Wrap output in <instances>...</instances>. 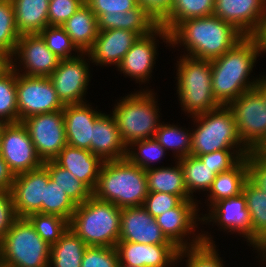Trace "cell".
Masks as SVG:
<instances>
[{"label":"cell","mask_w":266,"mask_h":267,"mask_svg":"<svg viewBox=\"0 0 266 267\" xmlns=\"http://www.w3.org/2000/svg\"><path fill=\"white\" fill-rule=\"evenodd\" d=\"M174 167H152L146 170L148 192H161L179 196L182 200H194L185 184L184 171L178 161Z\"/></svg>","instance_id":"83f0119b"},{"label":"cell","mask_w":266,"mask_h":267,"mask_svg":"<svg viewBox=\"0 0 266 267\" xmlns=\"http://www.w3.org/2000/svg\"><path fill=\"white\" fill-rule=\"evenodd\" d=\"M136 146L137 149H134L133 147ZM130 149H133L134 151H130ZM165 152L166 150L153 137L134 141L130 145H128L126 158L132 164H135L146 171L152 168L150 164L154 163L155 161L158 162L159 160H161L162 157L166 155Z\"/></svg>","instance_id":"b9f144b4"},{"label":"cell","mask_w":266,"mask_h":267,"mask_svg":"<svg viewBox=\"0 0 266 267\" xmlns=\"http://www.w3.org/2000/svg\"><path fill=\"white\" fill-rule=\"evenodd\" d=\"M148 194L146 171L127 158L103 162L92 195L119 208L140 207Z\"/></svg>","instance_id":"3957f363"},{"label":"cell","mask_w":266,"mask_h":267,"mask_svg":"<svg viewBox=\"0 0 266 267\" xmlns=\"http://www.w3.org/2000/svg\"><path fill=\"white\" fill-rule=\"evenodd\" d=\"M98 31L123 29L145 36L155 30L159 23L140 4L132 10L117 14H101L97 18Z\"/></svg>","instance_id":"484cf974"},{"label":"cell","mask_w":266,"mask_h":267,"mask_svg":"<svg viewBox=\"0 0 266 267\" xmlns=\"http://www.w3.org/2000/svg\"><path fill=\"white\" fill-rule=\"evenodd\" d=\"M266 12V0H215L213 14L244 36H256Z\"/></svg>","instance_id":"ac0fdd59"},{"label":"cell","mask_w":266,"mask_h":267,"mask_svg":"<svg viewBox=\"0 0 266 267\" xmlns=\"http://www.w3.org/2000/svg\"><path fill=\"white\" fill-rule=\"evenodd\" d=\"M11 66L10 58L0 50V74L7 70Z\"/></svg>","instance_id":"11a10c76"},{"label":"cell","mask_w":266,"mask_h":267,"mask_svg":"<svg viewBox=\"0 0 266 267\" xmlns=\"http://www.w3.org/2000/svg\"><path fill=\"white\" fill-rule=\"evenodd\" d=\"M121 208L93 195L77 205L69 228L87 246L116 247L120 237Z\"/></svg>","instance_id":"277c9868"},{"label":"cell","mask_w":266,"mask_h":267,"mask_svg":"<svg viewBox=\"0 0 266 267\" xmlns=\"http://www.w3.org/2000/svg\"><path fill=\"white\" fill-rule=\"evenodd\" d=\"M242 193L251 217V245L255 250L266 241V192L247 180Z\"/></svg>","instance_id":"4dcf8cb0"},{"label":"cell","mask_w":266,"mask_h":267,"mask_svg":"<svg viewBox=\"0 0 266 267\" xmlns=\"http://www.w3.org/2000/svg\"><path fill=\"white\" fill-rule=\"evenodd\" d=\"M16 80L12 66L0 74V120L5 124L18 123Z\"/></svg>","instance_id":"74e56055"},{"label":"cell","mask_w":266,"mask_h":267,"mask_svg":"<svg viewBox=\"0 0 266 267\" xmlns=\"http://www.w3.org/2000/svg\"><path fill=\"white\" fill-rule=\"evenodd\" d=\"M49 181V173L43 165L35 170L15 175L10 193L17 217L42 213L45 186Z\"/></svg>","instance_id":"e0dca14e"},{"label":"cell","mask_w":266,"mask_h":267,"mask_svg":"<svg viewBox=\"0 0 266 267\" xmlns=\"http://www.w3.org/2000/svg\"><path fill=\"white\" fill-rule=\"evenodd\" d=\"M197 207L198 204L195 200H183L177 207L165 211L155 218L166 238L179 249L202 243V234L192 236L191 242L185 240L187 235L191 236L193 230L195 232V227L198 225L197 219L198 221L202 219L197 214L199 211Z\"/></svg>","instance_id":"2e32d148"},{"label":"cell","mask_w":266,"mask_h":267,"mask_svg":"<svg viewBox=\"0 0 266 267\" xmlns=\"http://www.w3.org/2000/svg\"><path fill=\"white\" fill-rule=\"evenodd\" d=\"M214 5L215 0H173L159 25L170 33L181 21L213 15Z\"/></svg>","instance_id":"d6a6232c"},{"label":"cell","mask_w":266,"mask_h":267,"mask_svg":"<svg viewBox=\"0 0 266 267\" xmlns=\"http://www.w3.org/2000/svg\"><path fill=\"white\" fill-rule=\"evenodd\" d=\"M172 2L173 0H138L158 23L170 12Z\"/></svg>","instance_id":"816d5d0a"},{"label":"cell","mask_w":266,"mask_h":267,"mask_svg":"<svg viewBox=\"0 0 266 267\" xmlns=\"http://www.w3.org/2000/svg\"><path fill=\"white\" fill-rule=\"evenodd\" d=\"M139 37L138 33L123 29L98 31L96 40L86 53V57L99 66L115 64L117 67Z\"/></svg>","instance_id":"7402d4cb"},{"label":"cell","mask_w":266,"mask_h":267,"mask_svg":"<svg viewBox=\"0 0 266 267\" xmlns=\"http://www.w3.org/2000/svg\"><path fill=\"white\" fill-rule=\"evenodd\" d=\"M78 54L74 58L60 60L49 76L58 99L63 105L84 103L85 100L83 97L88 89L90 70L84 59L86 53Z\"/></svg>","instance_id":"4fadbf2b"},{"label":"cell","mask_w":266,"mask_h":267,"mask_svg":"<svg viewBox=\"0 0 266 267\" xmlns=\"http://www.w3.org/2000/svg\"><path fill=\"white\" fill-rule=\"evenodd\" d=\"M119 241L141 244H173L163 234L155 218L143 207L121 208Z\"/></svg>","instance_id":"d6986e66"},{"label":"cell","mask_w":266,"mask_h":267,"mask_svg":"<svg viewBox=\"0 0 266 267\" xmlns=\"http://www.w3.org/2000/svg\"><path fill=\"white\" fill-rule=\"evenodd\" d=\"M85 3L98 18L101 14H117L136 8L138 0H85Z\"/></svg>","instance_id":"681fc988"},{"label":"cell","mask_w":266,"mask_h":267,"mask_svg":"<svg viewBox=\"0 0 266 267\" xmlns=\"http://www.w3.org/2000/svg\"><path fill=\"white\" fill-rule=\"evenodd\" d=\"M248 180L246 157H243L233 168L215 176L208 192L209 206L222 199L236 197L242 193L244 183Z\"/></svg>","instance_id":"f546056e"},{"label":"cell","mask_w":266,"mask_h":267,"mask_svg":"<svg viewBox=\"0 0 266 267\" xmlns=\"http://www.w3.org/2000/svg\"><path fill=\"white\" fill-rule=\"evenodd\" d=\"M102 113L93 125L91 153L103 162L126 158L127 146L122 141L116 121Z\"/></svg>","instance_id":"cb8c5ba5"},{"label":"cell","mask_w":266,"mask_h":267,"mask_svg":"<svg viewBox=\"0 0 266 267\" xmlns=\"http://www.w3.org/2000/svg\"><path fill=\"white\" fill-rule=\"evenodd\" d=\"M26 218L38 235L50 246L55 244L69 228V222L57 215L32 213Z\"/></svg>","instance_id":"ab89813d"},{"label":"cell","mask_w":266,"mask_h":267,"mask_svg":"<svg viewBox=\"0 0 266 267\" xmlns=\"http://www.w3.org/2000/svg\"><path fill=\"white\" fill-rule=\"evenodd\" d=\"M17 31L22 34L40 33L49 25V0H11Z\"/></svg>","instance_id":"f1b7e54d"},{"label":"cell","mask_w":266,"mask_h":267,"mask_svg":"<svg viewBox=\"0 0 266 267\" xmlns=\"http://www.w3.org/2000/svg\"><path fill=\"white\" fill-rule=\"evenodd\" d=\"M87 102L64 105V124L67 144L91 152L93 125L102 114Z\"/></svg>","instance_id":"603a6c76"},{"label":"cell","mask_w":266,"mask_h":267,"mask_svg":"<svg viewBox=\"0 0 266 267\" xmlns=\"http://www.w3.org/2000/svg\"><path fill=\"white\" fill-rule=\"evenodd\" d=\"M261 52L256 36H244L221 57L211 60L212 92L221 106H228L244 92L255 88L259 79L251 82L248 77Z\"/></svg>","instance_id":"6da1fadb"},{"label":"cell","mask_w":266,"mask_h":267,"mask_svg":"<svg viewBox=\"0 0 266 267\" xmlns=\"http://www.w3.org/2000/svg\"><path fill=\"white\" fill-rule=\"evenodd\" d=\"M85 242L70 228L53 245L50 251L49 267H81Z\"/></svg>","instance_id":"1f68e13d"},{"label":"cell","mask_w":266,"mask_h":267,"mask_svg":"<svg viewBox=\"0 0 266 267\" xmlns=\"http://www.w3.org/2000/svg\"><path fill=\"white\" fill-rule=\"evenodd\" d=\"M85 3V0H49V25L61 26Z\"/></svg>","instance_id":"c3c4849f"},{"label":"cell","mask_w":266,"mask_h":267,"mask_svg":"<svg viewBox=\"0 0 266 267\" xmlns=\"http://www.w3.org/2000/svg\"><path fill=\"white\" fill-rule=\"evenodd\" d=\"M16 95L18 122L30 116L52 113L64 108L49 77L17 73Z\"/></svg>","instance_id":"30bf717a"},{"label":"cell","mask_w":266,"mask_h":267,"mask_svg":"<svg viewBox=\"0 0 266 267\" xmlns=\"http://www.w3.org/2000/svg\"><path fill=\"white\" fill-rule=\"evenodd\" d=\"M21 122L26 127L36 153L43 162L54 160L67 145L62 110L30 116Z\"/></svg>","instance_id":"8fae6325"},{"label":"cell","mask_w":266,"mask_h":267,"mask_svg":"<svg viewBox=\"0 0 266 267\" xmlns=\"http://www.w3.org/2000/svg\"><path fill=\"white\" fill-rule=\"evenodd\" d=\"M119 262L116 247L87 246L81 267H116Z\"/></svg>","instance_id":"f6af8a7d"},{"label":"cell","mask_w":266,"mask_h":267,"mask_svg":"<svg viewBox=\"0 0 266 267\" xmlns=\"http://www.w3.org/2000/svg\"><path fill=\"white\" fill-rule=\"evenodd\" d=\"M54 161L84 183L92 192L94 191L103 164L98 156L89 150L67 144Z\"/></svg>","instance_id":"d4e9b609"},{"label":"cell","mask_w":266,"mask_h":267,"mask_svg":"<svg viewBox=\"0 0 266 267\" xmlns=\"http://www.w3.org/2000/svg\"><path fill=\"white\" fill-rule=\"evenodd\" d=\"M249 152L250 150H219L197 157L204 165L209 166L211 171L219 174L233 168Z\"/></svg>","instance_id":"ee69618b"},{"label":"cell","mask_w":266,"mask_h":267,"mask_svg":"<svg viewBox=\"0 0 266 267\" xmlns=\"http://www.w3.org/2000/svg\"><path fill=\"white\" fill-rule=\"evenodd\" d=\"M209 215L204 216L201 222L217 223L220 229L228 232L243 235L251 244V217L246 206V199L243 193L236 197L222 199L209 207Z\"/></svg>","instance_id":"44dd1931"},{"label":"cell","mask_w":266,"mask_h":267,"mask_svg":"<svg viewBox=\"0 0 266 267\" xmlns=\"http://www.w3.org/2000/svg\"><path fill=\"white\" fill-rule=\"evenodd\" d=\"M14 177L15 175L4 161L0 150V191L10 190L14 181Z\"/></svg>","instance_id":"f5cc1de1"},{"label":"cell","mask_w":266,"mask_h":267,"mask_svg":"<svg viewBox=\"0 0 266 267\" xmlns=\"http://www.w3.org/2000/svg\"><path fill=\"white\" fill-rule=\"evenodd\" d=\"M20 36L15 24L12 1L0 0V50L10 59L13 57Z\"/></svg>","instance_id":"60d3db41"},{"label":"cell","mask_w":266,"mask_h":267,"mask_svg":"<svg viewBox=\"0 0 266 267\" xmlns=\"http://www.w3.org/2000/svg\"><path fill=\"white\" fill-rule=\"evenodd\" d=\"M152 92L143 89L131 93L114 106L111 114L126 146L134 141L153 138L161 125L159 106Z\"/></svg>","instance_id":"8992f818"},{"label":"cell","mask_w":266,"mask_h":267,"mask_svg":"<svg viewBox=\"0 0 266 267\" xmlns=\"http://www.w3.org/2000/svg\"><path fill=\"white\" fill-rule=\"evenodd\" d=\"M47 47L60 60L71 59L76 57L72 51L82 53L72 42L62 26L48 25L40 33ZM72 55V56H71Z\"/></svg>","instance_id":"7bdbcfd3"},{"label":"cell","mask_w":266,"mask_h":267,"mask_svg":"<svg viewBox=\"0 0 266 267\" xmlns=\"http://www.w3.org/2000/svg\"><path fill=\"white\" fill-rule=\"evenodd\" d=\"M156 36L162 38L163 42L166 40V44L170 43V33L163 26L159 25L151 33L138 38L122 58L117 66L118 70L127 77L135 78L137 83L149 81V76L153 72L152 70L156 62Z\"/></svg>","instance_id":"9a60e30c"},{"label":"cell","mask_w":266,"mask_h":267,"mask_svg":"<svg viewBox=\"0 0 266 267\" xmlns=\"http://www.w3.org/2000/svg\"><path fill=\"white\" fill-rule=\"evenodd\" d=\"M119 261L127 266L170 267L178 263L179 248L174 244H141L118 241Z\"/></svg>","instance_id":"ffe728a7"},{"label":"cell","mask_w":266,"mask_h":267,"mask_svg":"<svg viewBox=\"0 0 266 267\" xmlns=\"http://www.w3.org/2000/svg\"><path fill=\"white\" fill-rule=\"evenodd\" d=\"M177 66L176 87L182 110L194 117L221 106L212 92L211 60L183 55Z\"/></svg>","instance_id":"5b68a950"},{"label":"cell","mask_w":266,"mask_h":267,"mask_svg":"<svg viewBox=\"0 0 266 267\" xmlns=\"http://www.w3.org/2000/svg\"><path fill=\"white\" fill-rule=\"evenodd\" d=\"M76 207L77 205L68 197L66 192L50 179L45 186L42 214L57 215L69 222Z\"/></svg>","instance_id":"f35d334b"},{"label":"cell","mask_w":266,"mask_h":267,"mask_svg":"<svg viewBox=\"0 0 266 267\" xmlns=\"http://www.w3.org/2000/svg\"><path fill=\"white\" fill-rule=\"evenodd\" d=\"M10 60L11 66L17 73L25 76L39 77H49L60 61L47 47L39 33L22 34L19 37L13 57ZM17 60H19L20 65H23L20 67H23L25 70L22 73L19 71L21 68L19 67L17 69V63H14Z\"/></svg>","instance_id":"5bb4252c"},{"label":"cell","mask_w":266,"mask_h":267,"mask_svg":"<svg viewBox=\"0 0 266 267\" xmlns=\"http://www.w3.org/2000/svg\"><path fill=\"white\" fill-rule=\"evenodd\" d=\"M231 109L242 143L250 151L266 150V103L254 88L234 99Z\"/></svg>","instance_id":"9c48e42d"},{"label":"cell","mask_w":266,"mask_h":267,"mask_svg":"<svg viewBox=\"0 0 266 267\" xmlns=\"http://www.w3.org/2000/svg\"><path fill=\"white\" fill-rule=\"evenodd\" d=\"M61 26L82 53H87L92 48L98 34V22L95 13L86 3Z\"/></svg>","instance_id":"4316f807"},{"label":"cell","mask_w":266,"mask_h":267,"mask_svg":"<svg viewBox=\"0 0 266 267\" xmlns=\"http://www.w3.org/2000/svg\"><path fill=\"white\" fill-rule=\"evenodd\" d=\"M183 200L176 195L161 193V192H148L143 207L154 218L160 216L165 211L177 207Z\"/></svg>","instance_id":"7dc6e473"},{"label":"cell","mask_w":266,"mask_h":267,"mask_svg":"<svg viewBox=\"0 0 266 267\" xmlns=\"http://www.w3.org/2000/svg\"><path fill=\"white\" fill-rule=\"evenodd\" d=\"M256 38L262 47V51L266 52V12L264 15L263 23L260 28V31L257 33Z\"/></svg>","instance_id":"db71d44e"},{"label":"cell","mask_w":266,"mask_h":267,"mask_svg":"<svg viewBox=\"0 0 266 267\" xmlns=\"http://www.w3.org/2000/svg\"><path fill=\"white\" fill-rule=\"evenodd\" d=\"M192 118L198 123L196 130L191 131L192 156L219 150H249L239 137L234 115L228 106H219Z\"/></svg>","instance_id":"52a82bcc"},{"label":"cell","mask_w":266,"mask_h":267,"mask_svg":"<svg viewBox=\"0 0 266 267\" xmlns=\"http://www.w3.org/2000/svg\"><path fill=\"white\" fill-rule=\"evenodd\" d=\"M184 171L185 184L189 195L194 198L197 190L208 191L217 175L211 168L204 165L198 157L189 155L179 159Z\"/></svg>","instance_id":"e575fe53"},{"label":"cell","mask_w":266,"mask_h":267,"mask_svg":"<svg viewBox=\"0 0 266 267\" xmlns=\"http://www.w3.org/2000/svg\"><path fill=\"white\" fill-rule=\"evenodd\" d=\"M43 166L47 169L50 179L58 184L76 205L82 204L92 196V191L84 183L54 160L43 162Z\"/></svg>","instance_id":"836d02e7"},{"label":"cell","mask_w":266,"mask_h":267,"mask_svg":"<svg viewBox=\"0 0 266 267\" xmlns=\"http://www.w3.org/2000/svg\"><path fill=\"white\" fill-rule=\"evenodd\" d=\"M248 180L266 192V151H250L246 156Z\"/></svg>","instance_id":"bcb514c9"},{"label":"cell","mask_w":266,"mask_h":267,"mask_svg":"<svg viewBox=\"0 0 266 267\" xmlns=\"http://www.w3.org/2000/svg\"><path fill=\"white\" fill-rule=\"evenodd\" d=\"M256 250L261 253H258L261 259L263 258L261 261H266V241L261 244Z\"/></svg>","instance_id":"6f0895ef"},{"label":"cell","mask_w":266,"mask_h":267,"mask_svg":"<svg viewBox=\"0 0 266 267\" xmlns=\"http://www.w3.org/2000/svg\"><path fill=\"white\" fill-rule=\"evenodd\" d=\"M255 89L261 94L264 102L266 103V76H262L261 78H259Z\"/></svg>","instance_id":"9f6ffc18"},{"label":"cell","mask_w":266,"mask_h":267,"mask_svg":"<svg viewBox=\"0 0 266 267\" xmlns=\"http://www.w3.org/2000/svg\"><path fill=\"white\" fill-rule=\"evenodd\" d=\"M51 246L26 217H18L0 241L2 267H49Z\"/></svg>","instance_id":"ba28073f"},{"label":"cell","mask_w":266,"mask_h":267,"mask_svg":"<svg viewBox=\"0 0 266 267\" xmlns=\"http://www.w3.org/2000/svg\"><path fill=\"white\" fill-rule=\"evenodd\" d=\"M5 123H3L1 120H0V131H1V128L2 126L4 125Z\"/></svg>","instance_id":"91938a15"},{"label":"cell","mask_w":266,"mask_h":267,"mask_svg":"<svg viewBox=\"0 0 266 267\" xmlns=\"http://www.w3.org/2000/svg\"><path fill=\"white\" fill-rule=\"evenodd\" d=\"M0 150L14 175L35 170L43 165L22 122L7 123L2 126Z\"/></svg>","instance_id":"7c38bea8"},{"label":"cell","mask_w":266,"mask_h":267,"mask_svg":"<svg viewBox=\"0 0 266 267\" xmlns=\"http://www.w3.org/2000/svg\"><path fill=\"white\" fill-rule=\"evenodd\" d=\"M202 234V243L193 247L179 249L178 260L187 257L186 267H224L223 260L216 251L211 235Z\"/></svg>","instance_id":"8d00e7d4"},{"label":"cell","mask_w":266,"mask_h":267,"mask_svg":"<svg viewBox=\"0 0 266 267\" xmlns=\"http://www.w3.org/2000/svg\"><path fill=\"white\" fill-rule=\"evenodd\" d=\"M17 218L10 190L0 191V241Z\"/></svg>","instance_id":"f907efd6"},{"label":"cell","mask_w":266,"mask_h":267,"mask_svg":"<svg viewBox=\"0 0 266 267\" xmlns=\"http://www.w3.org/2000/svg\"><path fill=\"white\" fill-rule=\"evenodd\" d=\"M244 35L231 23L213 15L181 21L170 32L169 46L181 45L187 56L213 60L221 57Z\"/></svg>","instance_id":"7a4b0ae2"},{"label":"cell","mask_w":266,"mask_h":267,"mask_svg":"<svg viewBox=\"0 0 266 267\" xmlns=\"http://www.w3.org/2000/svg\"><path fill=\"white\" fill-rule=\"evenodd\" d=\"M116 267H136V266H127L122 264L120 261L116 264Z\"/></svg>","instance_id":"680465c9"},{"label":"cell","mask_w":266,"mask_h":267,"mask_svg":"<svg viewBox=\"0 0 266 267\" xmlns=\"http://www.w3.org/2000/svg\"><path fill=\"white\" fill-rule=\"evenodd\" d=\"M188 131L174 124L161 123L160 127L156 130L154 138L166 151L169 149L172 152L175 151V160H179L191 155L192 132L188 133Z\"/></svg>","instance_id":"d590c367"}]
</instances>
